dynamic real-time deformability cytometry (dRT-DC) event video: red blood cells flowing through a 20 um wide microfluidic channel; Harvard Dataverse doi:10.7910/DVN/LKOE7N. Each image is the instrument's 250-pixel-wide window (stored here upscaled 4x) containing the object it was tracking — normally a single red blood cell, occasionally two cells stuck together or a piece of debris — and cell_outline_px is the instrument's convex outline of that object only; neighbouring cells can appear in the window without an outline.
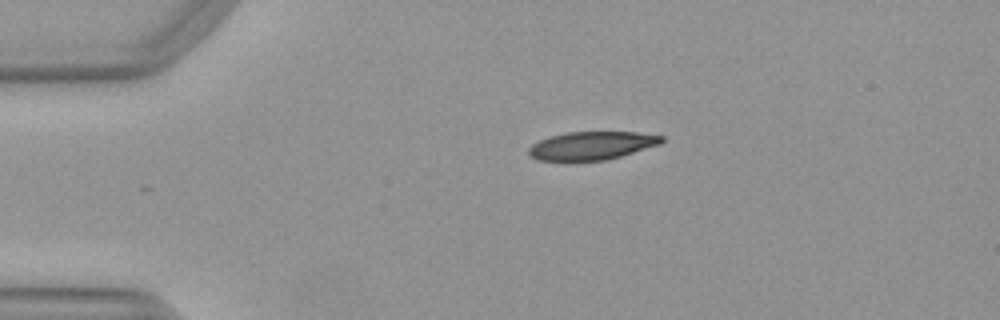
{"species": "Egyptian fruit bat (a non-hibernating species)", "species_latin": "Rousettus aegyptiacus", "temperature_condition": "warm", "stored_images_in_passage": 51, "camera_frame_rate_fps": 3000, "um_per_image_px": 0.085, "animal": {"sex": "female"}, "frame": {"image": 1, "passage_image": 11, "time_ms": 3.333, "image_size_px": [1000, 320], "cell_outline_px": [[664, 140], [660, 144], [620, 156], [604, 160], [568, 164], [564, 164], [536, 160], [528, 152], [528, 148], [532, 144], [540, 140], [552, 136], [568, 132], [636, 132], [664, 136]], "centroid_in_image_um": [50.22, 12.43], "position_along_channel_um": 34.8, "area_um2": 22.54}}
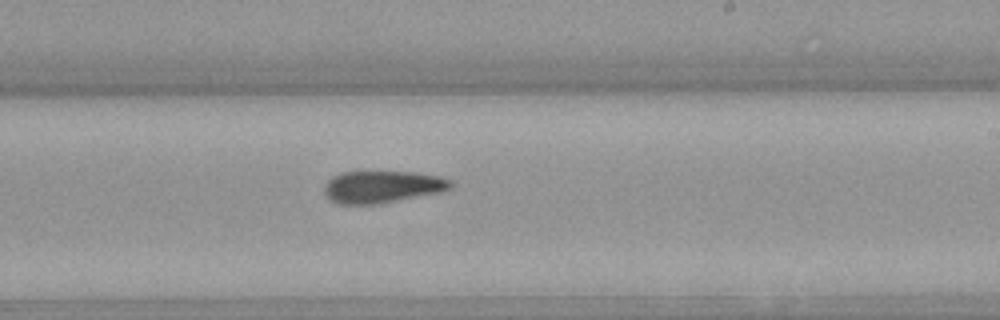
{"frame": {"image": 2, "passage_image": 31, "time_ms": 10.0, "image_size_px": [1000, 320], "cell_outline_px": [[452, 188], [444, 192], [380, 204], [336, 204], [328, 200], [324, 192], [324, 184], [332, 176], [340, 172], [416, 172], [440, 176], [452, 180]], "centroid_in_image_um": [32.5, 15.89], "position_along_channel_um": 256.5, "area_um2": 24.22}}
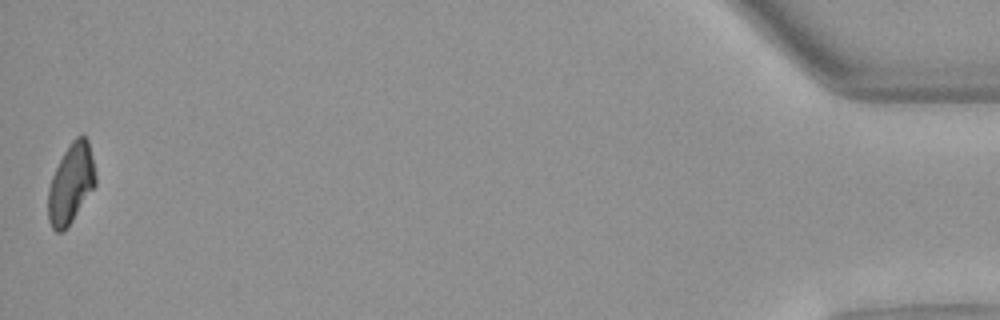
{"frame": {"image": 3, "passage_image": 51, "time_ms": 16.667, "image_size_px": [1000, 320], "cell_outline_px": [[96, 184], [64, 232], [56, 232], [52, 228], [48, 220], [48, 188], [52, 176], [64, 152], [72, 140], [80, 132], [88, 140], [96, 176]], "centroid_in_image_um": [6.02, 15.61], "position_along_channel_um": 429.2, "area_um2": 21.85}}